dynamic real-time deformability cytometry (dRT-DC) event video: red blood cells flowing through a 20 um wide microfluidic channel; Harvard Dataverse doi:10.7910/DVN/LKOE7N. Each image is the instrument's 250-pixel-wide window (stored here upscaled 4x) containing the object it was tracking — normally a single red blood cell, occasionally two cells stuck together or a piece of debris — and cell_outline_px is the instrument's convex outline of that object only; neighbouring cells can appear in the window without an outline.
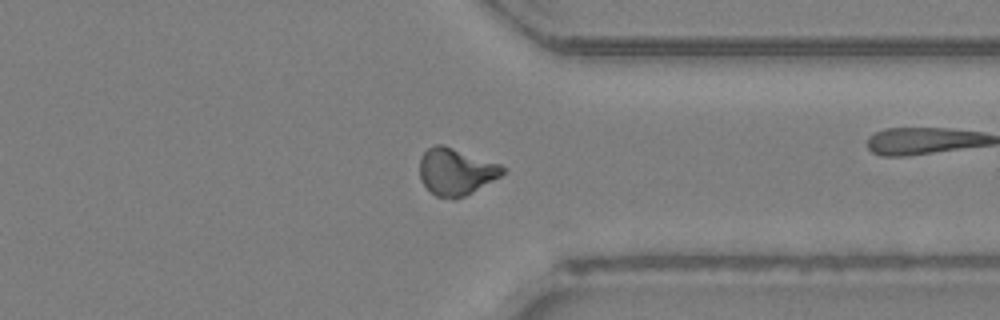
{"species": "Egyptian fruit bat (a non-hibernating species)", "species_latin": "Rousettus aegyptiacus", "temperature_condition": "room temperature", "stored_images_in_passage": 41, "camera_frame_rate_fps": 3000, "um_per_image_px": 0.085, "animal": {"sex": "female"}, "frame": {"image": 1, "passage_image": 30, "time_ms": 9.667, "image_size_px": [1000, 320], "cell_outline_px": [[504, 172], [500, 176], [472, 192], [456, 200], [452, 200], [436, 196], [420, 180], [420, 156], [428, 148], [436, 144], [444, 144], [500, 164], [504, 168]], "centroid_in_image_um": [38.73, 14.58], "position_along_channel_um": 372.7, "area_um2": 22.66}}